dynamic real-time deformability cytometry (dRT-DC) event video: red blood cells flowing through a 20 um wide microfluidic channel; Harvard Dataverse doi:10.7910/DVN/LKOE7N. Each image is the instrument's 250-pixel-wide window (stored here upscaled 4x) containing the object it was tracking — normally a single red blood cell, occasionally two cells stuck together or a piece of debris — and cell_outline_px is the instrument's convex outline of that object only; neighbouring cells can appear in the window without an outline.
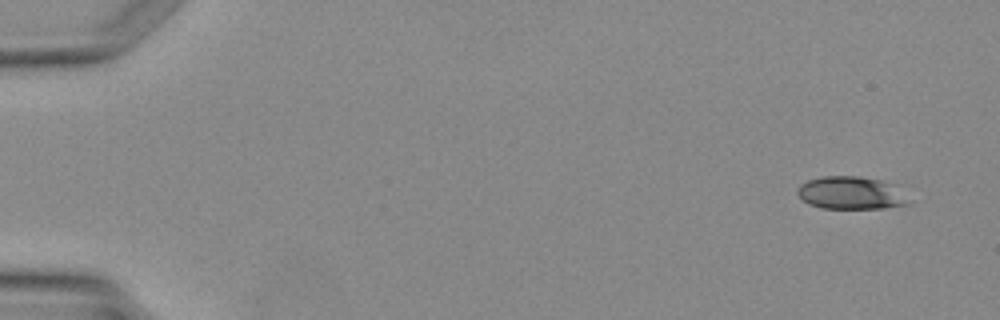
{"species": "Egyptian fruit bat (a non-hibernating species)", "species_latin": "Rousettus aegyptiacus", "temperature_condition": "warm", "stored_images_in_passage": 3, "segment_of_instrument_passage": [2, 2], "camera_frame_rate_fps": 3000, "um_per_image_px": 0.085, "animal": {"sex": "female"}, "frame": {"image": 1, "passage_image": 3, "time_ms": 2.667, "image_size_px": [1000, 320], "cell_outline_px": [[904, 204], [884, 208], [820, 208], [808, 204], [796, 192], [796, 188], [800, 184], [808, 180], [824, 176], [860, 176], [880, 180], [892, 184]], "centroid_in_image_um": [72.14, 16.39], "position_along_channel_um": 12.9, "area_um2": 20.4}}